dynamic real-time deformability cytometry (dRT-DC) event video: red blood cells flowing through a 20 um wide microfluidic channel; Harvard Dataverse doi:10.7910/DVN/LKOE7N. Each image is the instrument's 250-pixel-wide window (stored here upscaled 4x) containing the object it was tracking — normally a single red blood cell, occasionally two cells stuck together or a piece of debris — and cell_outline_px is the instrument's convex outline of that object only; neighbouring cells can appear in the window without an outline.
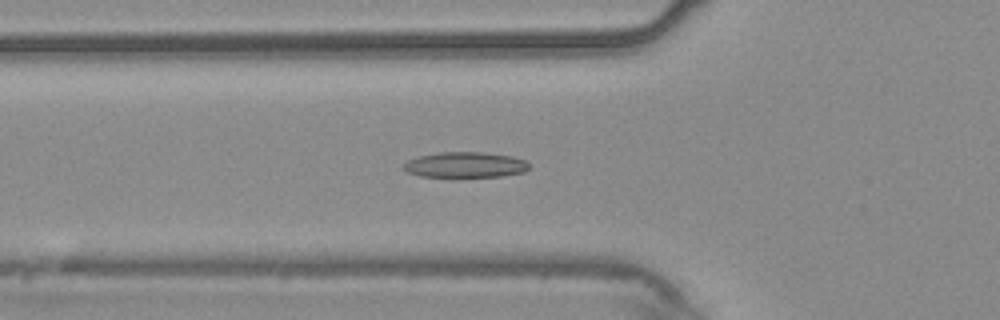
{"species": "common noctule bat (a hibernating species)", "species_latin": "Nyctalus noctula", "temperature_condition": "warm", "stored_images_in_passage": 56, "camera_frame_rate_fps": 3000, "um_per_image_px": 0.085, "animal": {"sex": "male", "body_mass_g": 20.4}, "frame": {"image": 1, "passage_image": 20, "time_ms": 6.333, "image_size_px": [1000, 320], "cell_outline_px": [[528, 168], [524, 172], [500, 176], [456, 180], [452, 180], [420, 176], [408, 172], [400, 168], [408, 160], [420, 156], [440, 152], [480, 152], [512, 156], [524, 160], [528, 164]], "centroid_in_image_um": [39.48, 14.07], "position_along_channel_um": 86.3, "area_um2": 19.59}}
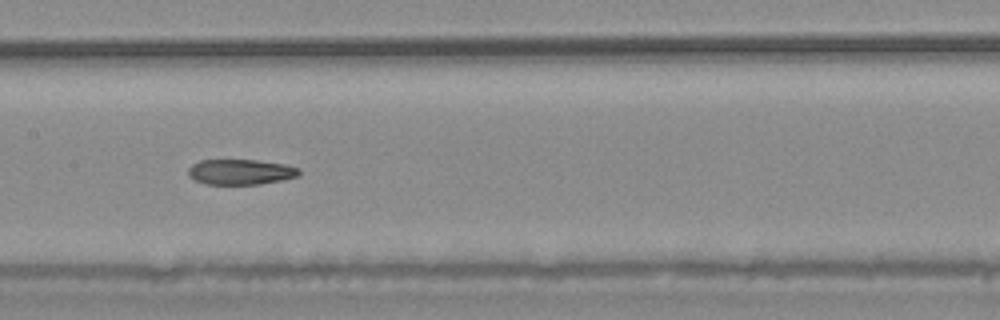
{"frame": {"image": 2, "passage_image": 28, "time_ms": 9.0, "image_size_px": [1000, 320], "cell_outline_px": [[300, 176], [260, 184], [204, 184], [188, 176], [188, 168], [192, 164], [200, 160], [256, 160], [284, 164], [300, 168]], "centroid_in_image_um": [20.44, 14.61], "position_along_channel_um": 187.0, "area_um2": 16.42}}
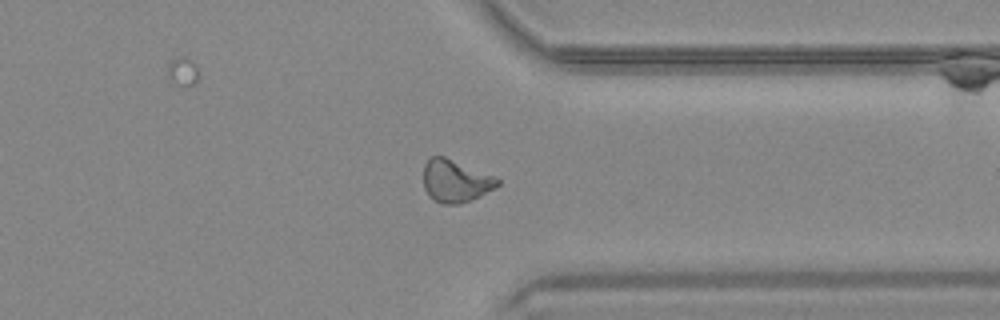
{"frame": {"image": 3, "passage_image": 43, "time_ms": 14.0, "image_size_px": [1000, 320], "cell_outline_px": [[500, 184], [496, 188], [472, 200], [460, 204], [440, 204], [428, 196], [424, 188], [424, 164], [428, 156], [444, 156], [496, 176], [500, 180]], "centroid_in_image_um": [38.72, 15.38], "position_along_channel_um": 372.7, "area_um2": 18.73}, "authors_computed_cell_mechanics": {"area_um2": 18.3804, "velocity_mm_per_s": 3.7541, "shape_relaxation_time_tau1_ms": null, "shape_relaxation_time_tau2_ms": 5.2947, "deformation_change_tau1": null, "deformation_change_tau2": 0.1252}}